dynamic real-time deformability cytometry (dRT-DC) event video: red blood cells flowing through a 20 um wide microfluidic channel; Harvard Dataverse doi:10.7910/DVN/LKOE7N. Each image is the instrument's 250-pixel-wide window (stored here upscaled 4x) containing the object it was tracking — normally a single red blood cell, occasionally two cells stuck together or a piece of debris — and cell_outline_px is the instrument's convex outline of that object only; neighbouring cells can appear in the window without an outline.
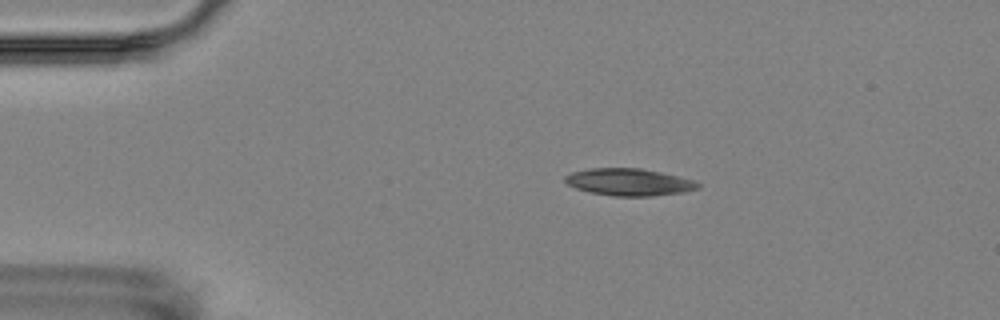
{"species": "Egyptian fruit bat (a non-hibernating species)", "species_latin": "Rousettus aegyptiacus", "temperature_condition": "room temperature", "stored_images_in_passage": 4, "camera_frame_rate_fps": 3000, "um_per_image_px": 0.085, "animal": {"sex": "female"}, "frame": {"image": 1, "passage_image": 2, "time_ms": 2.0, "image_size_px": [1000, 320], "cell_outline_px": [[700, 188], [684, 192], [652, 196], [612, 196], [588, 192], [576, 188], [568, 184], [564, 180], [564, 176], [572, 172], [592, 168], [640, 168], [660, 172], [696, 180], [700, 184]], "centroid_in_image_um": [53.49, 15.48], "position_along_channel_um": 31.5, "area_um2": 21.1}}